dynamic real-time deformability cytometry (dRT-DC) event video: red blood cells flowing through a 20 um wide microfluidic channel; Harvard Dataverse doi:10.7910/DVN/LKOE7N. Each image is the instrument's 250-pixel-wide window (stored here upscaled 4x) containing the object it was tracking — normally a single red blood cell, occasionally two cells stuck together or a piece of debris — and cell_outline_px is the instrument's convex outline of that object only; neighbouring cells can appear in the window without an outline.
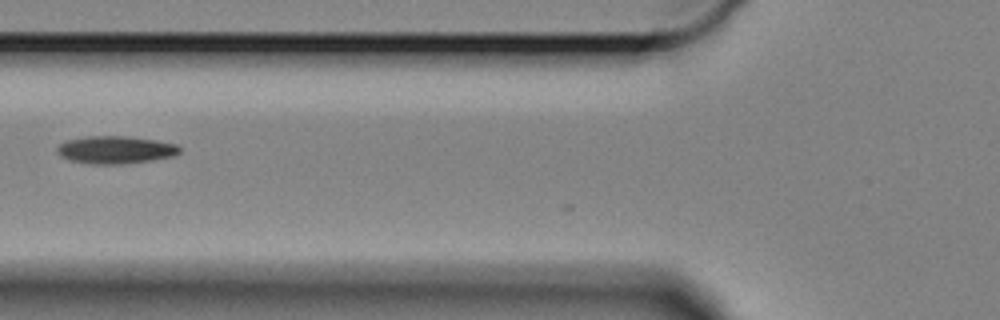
{"species": "Egyptian fruit bat (a non-hibernating species)", "species_latin": "Rousettus aegyptiacus", "temperature_condition": "cold", "stored_images_in_passage": 15, "camera_frame_rate_fps": 3000, "um_per_image_px": 0.085, "animal": {"sex": "female"}, "frame": {"image": 1, "passage_image": 2, "time_ms": 0.333, "image_size_px": [1000, 320], "cell_outline_px": [[180, 152], [172, 156], [148, 160], [116, 164], [92, 164], [68, 160], [60, 156], [56, 152], [56, 148], [60, 144], [68, 140], [84, 136], [128, 136], [156, 140], [180, 144]], "centroid_in_image_um": [9.79, 12.72], "position_along_channel_um": 116.0, "area_um2": 19.71}}
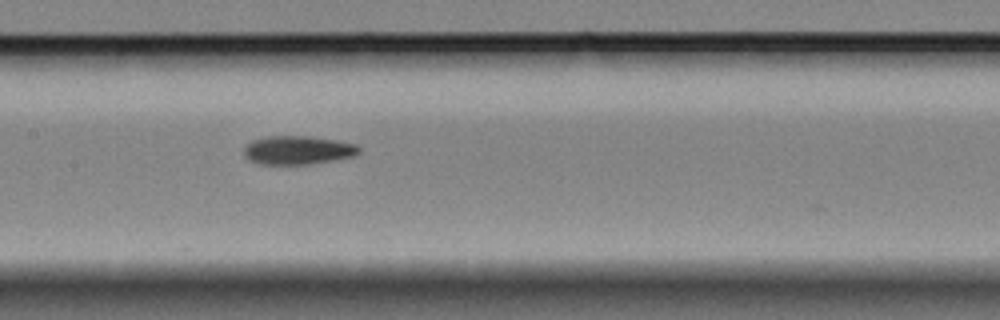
{"frame": {"image": 2, "passage_image": 8, "time_ms": 2.333, "image_size_px": [1000, 320], "cell_outline_px": [[360, 152], [352, 156], [312, 164], [260, 164], [248, 160], [244, 156], [244, 148], [252, 140], [268, 136], [308, 136], [336, 140], [356, 144], [360, 148]], "centroid_in_image_um": [25.29, 12.76], "position_along_channel_um": 182.1, "area_um2": 19.13}}